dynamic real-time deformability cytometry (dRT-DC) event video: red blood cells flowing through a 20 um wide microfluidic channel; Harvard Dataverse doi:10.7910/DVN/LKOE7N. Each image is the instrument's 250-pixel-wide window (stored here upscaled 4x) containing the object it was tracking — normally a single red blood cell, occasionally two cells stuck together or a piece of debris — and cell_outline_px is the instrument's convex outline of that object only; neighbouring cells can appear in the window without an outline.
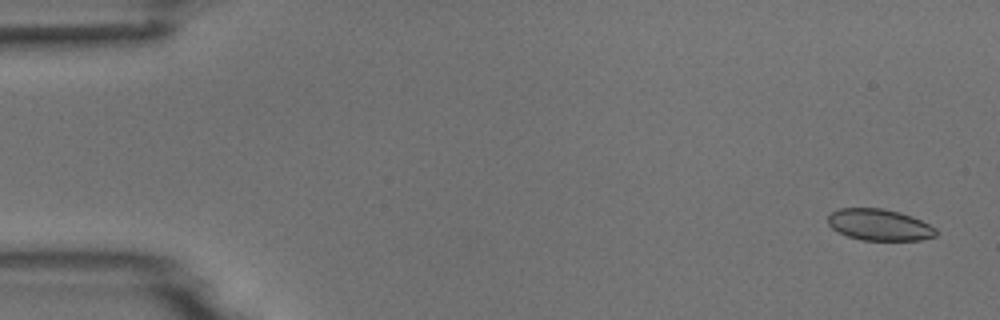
{"species": "common noctule bat (a hibernating species)", "species_latin": "Nyctalus noctula", "temperature_condition": "room temperature", "stored_images_in_passage": 5, "camera_frame_rate_fps": 3000, "um_per_image_px": 0.085, "animal": {"sex": "male", "body_mass_g": 18.8}, "frame": {"image": 1, "passage_image": 1, "time_ms": 0.0, "image_size_px": [1000, 320], "cell_outline_px": [[936, 236], [920, 240], [860, 240], [836, 232], [828, 224], [828, 216], [832, 212], [840, 208], [884, 208], [900, 212], [912, 216], [936, 228]], "centroid_in_image_um": [74.73, 19.11], "position_along_channel_um": 10.3, "area_um2": 19.88}}
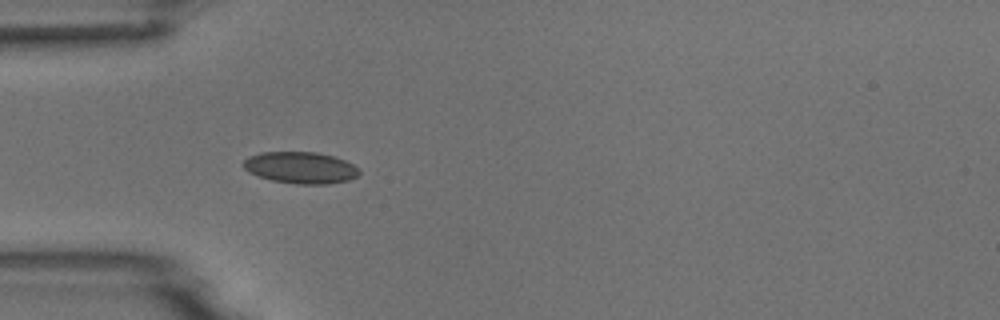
{"frame": {"image": 2, "passage_image": 5, "time_ms": 4.667, "image_size_px": [1000, 320], "cell_outline_px": [[360, 172], [356, 176], [348, 180], [328, 184], [296, 184], [272, 180], [248, 172], [244, 168], [244, 160], [248, 156], [260, 152], [316, 152], [332, 156], [344, 160], [352, 164]], "centroid_in_image_um": [25.52, 14.25], "position_along_channel_um": 59.5, "area_um2": 21.15}}